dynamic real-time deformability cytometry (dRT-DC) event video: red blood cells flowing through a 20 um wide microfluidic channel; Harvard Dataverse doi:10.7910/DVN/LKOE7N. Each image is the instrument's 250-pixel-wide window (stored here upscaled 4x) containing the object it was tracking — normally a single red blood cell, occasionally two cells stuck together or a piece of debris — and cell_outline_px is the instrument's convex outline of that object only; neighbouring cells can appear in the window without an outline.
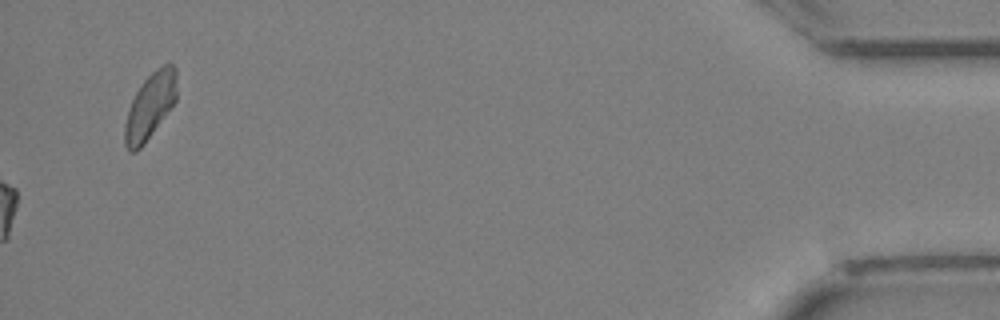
{"species": "Egyptian fruit bat (a non-hibernating species)", "species_latin": "Rousettus aegyptiacus", "temperature_condition": "cold", "stored_images_in_passage": 25, "camera_frame_rate_fps": 3000, "um_per_image_px": 0.085, "animal": {"sex": "female"}, "frame": {"image": 1, "passage_image": 25, "time_ms": 8.0, "image_size_px": [1000, 320], "cell_outline_px": [[176, 100], [144, 144], [136, 152], [128, 152], [124, 144], [124, 124], [128, 108], [136, 92], [144, 80], [156, 68], [168, 60], [176, 68]], "centroid_in_image_um": [12.74, 9.0], "position_along_channel_um": 422.5, "area_um2": 20.06}}